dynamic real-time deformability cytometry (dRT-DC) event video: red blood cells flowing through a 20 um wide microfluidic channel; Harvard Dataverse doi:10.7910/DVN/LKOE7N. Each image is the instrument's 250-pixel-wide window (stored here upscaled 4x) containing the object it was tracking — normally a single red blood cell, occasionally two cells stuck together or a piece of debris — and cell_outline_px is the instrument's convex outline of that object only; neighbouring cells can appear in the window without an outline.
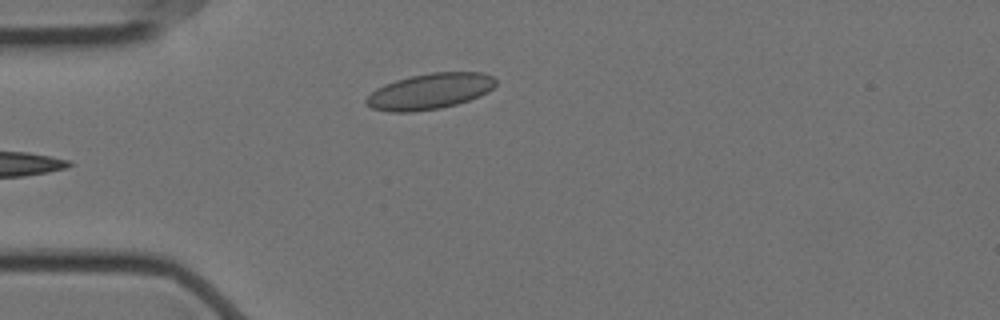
{"species": "Egyptian fruit bat (a non-hibernating species)", "species_latin": "Rousettus aegyptiacus", "temperature_condition": "cold", "stored_images_in_passage": 40, "camera_frame_rate_fps": 3000, "um_per_image_px": 0.085, "animal": {"sex": "female"}, "frame": {"image": 1, "passage_image": 1, "time_ms": 0.0, "image_size_px": [1000, 320], "cell_outline_px": [[496, 84], [488, 92], [480, 96], [456, 104], [440, 108], [412, 112], [388, 112], [372, 108], [364, 104], [364, 100], [376, 88], [384, 84], [396, 80], [412, 76], [432, 72], [484, 72], [492, 76], [496, 80]], "centroid_in_image_um": [36.52, 7.76], "position_along_channel_um": 48.5, "area_um2": 27.11}}
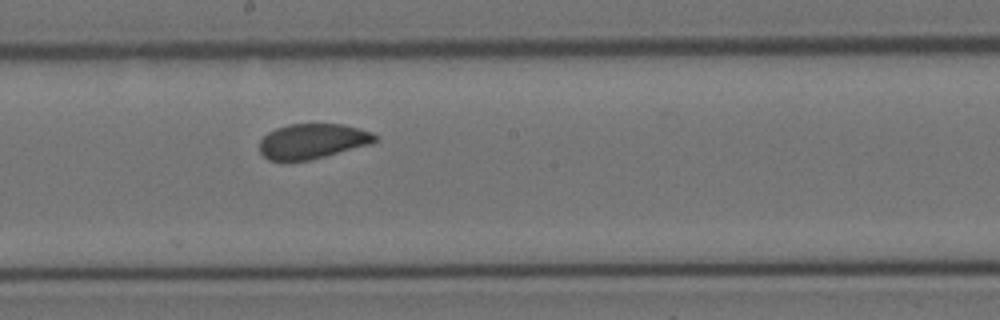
{"frame": {"image": 2, "passage_image": 17, "time_ms": 5.333, "image_size_px": [1000, 320], "cell_outline_px": [[376, 140], [372, 144], [308, 160], [288, 164], [284, 164], [268, 160], [260, 152], [260, 140], [268, 132], [276, 128], [288, 124], [344, 124], [360, 128], [372, 132], [376, 136]], "centroid_in_image_um": [26.51, 12.03], "position_along_channel_um": 221.7, "area_um2": 24.1}}
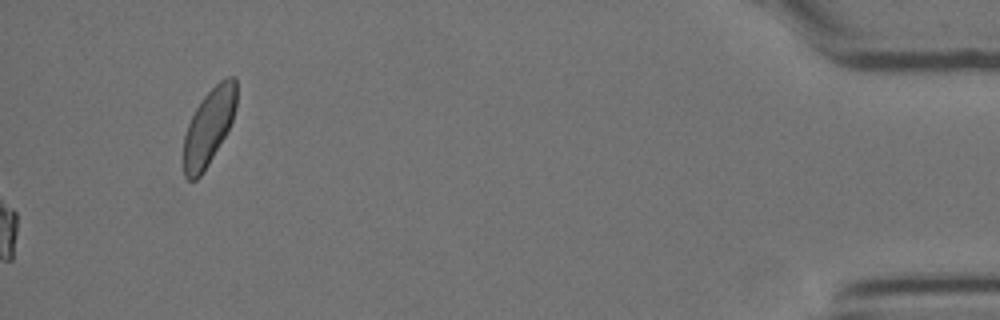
{"frame": {"image": 3, "passage_image": 40, "time_ms": 13.0, "image_size_px": [1000, 320], "cell_outline_px": [[236, 104], [232, 120], [224, 136], [208, 164], [200, 176], [196, 180], [188, 180], [184, 176], [184, 136], [188, 124], [196, 108], [204, 96], [220, 80], [228, 76], [236, 76]], "centroid_in_image_um": [17.74, 10.77], "position_along_channel_um": 417.5, "area_um2": 23.06}, "authors_computed_cell_mechanics": {"area_um2": 24.276, "velocity_mm_per_s": 3.4884, "shape_relaxation_time_tau1_ms": 4.2952, "shape_relaxation_time_tau2_ms": 0.997, "deformation_change_tau1": 0.0856, "deformation_change_tau2": 0.0385}}